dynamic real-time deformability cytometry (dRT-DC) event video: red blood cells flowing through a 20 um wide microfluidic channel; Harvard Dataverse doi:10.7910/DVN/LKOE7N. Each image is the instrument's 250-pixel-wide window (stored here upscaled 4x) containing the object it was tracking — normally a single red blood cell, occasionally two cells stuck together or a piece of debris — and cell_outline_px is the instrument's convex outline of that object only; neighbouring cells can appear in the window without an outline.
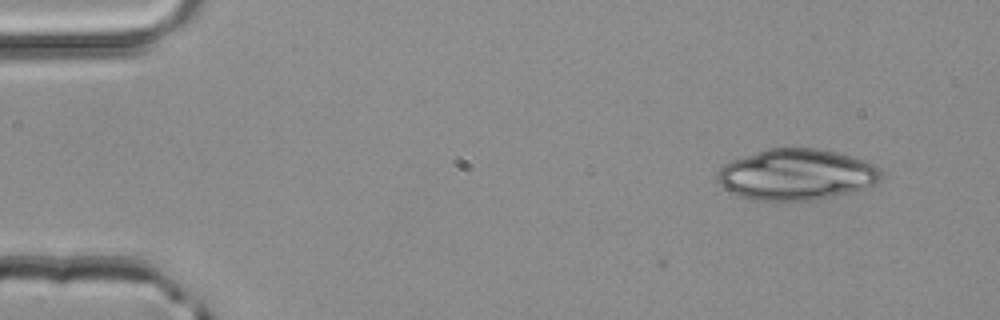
{"species": "common noctule bat (a hibernating species)", "species_latin": "Nyctalus noctula", "temperature_condition": "room temperature", "stored_images_in_passage": 2, "camera_frame_rate_fps": 3000, "um_per_image_px": 0.085, "animal": {"sex": "male", "body_mass_g": 20.4}, "frame": {"image": 1, "passage_image": 2, "time_ms": 0.333, "image_size_px": [1000, 320], "cell_outline_px": [[880, 180], [876, 184], [852, 192], [816, 200], [756, 200], [740, 196], [724, 188], [716, 176], [720, 168], [724, 164], [732, 160], [768, 148], [816, 148], [836, 152], [864, 160], [880, 168]], "centroid_in_image_um": [67.71, 14.84], "position_along_channel_um": 17.3, "area_um2": 48.44}}